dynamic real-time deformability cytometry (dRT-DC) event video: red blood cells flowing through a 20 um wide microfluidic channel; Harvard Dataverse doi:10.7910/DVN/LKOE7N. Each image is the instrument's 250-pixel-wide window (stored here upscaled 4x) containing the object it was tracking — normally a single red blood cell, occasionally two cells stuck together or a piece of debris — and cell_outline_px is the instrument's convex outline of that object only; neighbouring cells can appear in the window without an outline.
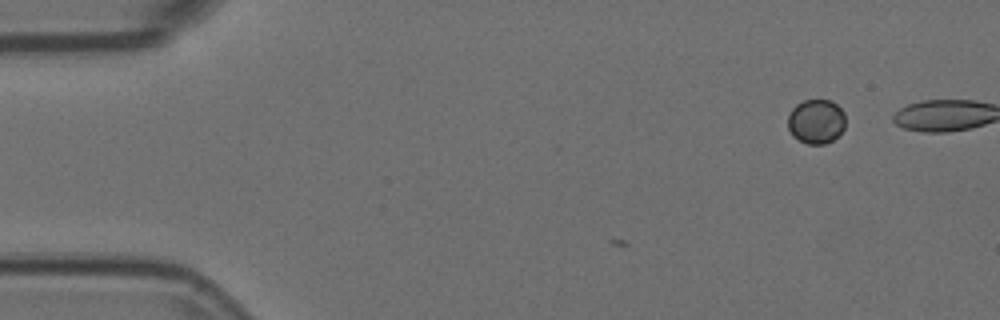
{"species": "Egyptian fruit bat (a non-hibernating species)", "species_latin": "Rousettus aegyptiacus", "temperature_condition": "room temperature", "stored_images_in_passage": 2, "camera_frame_rate_fps": 3000, "um_per_image_px": 0.085, "animal": {"sex": "female"}, "frame": {"image": 1, "passage_image": 2, "time_ms": 0.333, "image_size_px": [1000, 320], "cell_outline_px": [[844, 128], [832, 140], [824, 144], [808, 144], [792, 136], [788, 128], [788, 116], [792, 108], [796, 104], [804, 100], [832, 100], [844, 112]], "centroid_in_image_um": [69.35, 10.31], "position_along_channel_um": 15.6, "area_um2": 14.85}}